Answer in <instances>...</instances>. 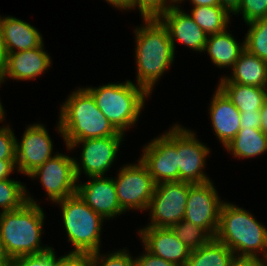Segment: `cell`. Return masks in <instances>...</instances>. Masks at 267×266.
I'll use <instances>...</instances> for the list:
<instances>
[{
	"mask_svg": "<svg viewBox=\"0 0 267 266\" xmlns=\"http://www.w3.org/2000/svg\"><path fill=\"white\" fill-rule=\"evenodd\" d=\"M136 85L150 95L165 71L175 61V51L168 29L158 18L143 19V24L134 29Z\"/></svg>",
	"mask_w": 267,
	"mask_h": 266,
	"instance_id": "6da1fadb",
	"label": "cell"
},
{
	"mask_svg": "<svg viewBox=\"0 0 267 266\" xmlns=\"http://www.w3.org/2000/svg\"><path fill=\"white\" fill-rule=\"evenodd\" d=\"M27 177L39 179L47 194V200L57 202L77 192L74 157L56 152L43 165Z\"/></svg>",
	"mask_w": 267,
	"mask_h": 266,
	"instance_id": "8fae6325",
	"label": "cell"
},
{
	"mask_svg": "<svg viewBox=\"0 0 267 266\" xmlns=\"http://www.w3.org/2000/svg\"><path fill=\"white\" fill-rule=\"evenodd\" d=\"M169 228L191 251L208 244L213 239L205 229L184 219Z\"/></svg>",
	"mask_w": 267,
	"mask_h": 266,
	"instance_id": "4316f807",
	"label": "cell"
},
{
	"mask_svg": "<svg viewBox=\"0 0 267 266\" xmlns=\"http://www.w3.org/2000/svg\"><path fill=\"white\" fill-rule=\"evenodd\" d=\"M60 258L52 248L41 254L17 257L13 259L11 266H54Z\"/></svg>",
	"mask_w": 267,
	"mask_h": 266,
	"instance_id": "d6a6232c",
	"label": "cell"
},
{
	"mask_svg": "<svg viewBox=\"0 0 267 266\" xmlns=\"http://www.w3.org/2000/svg\"><path fill=\"white\" fill-rule=\"evenodd\" d=\"M19 142L16 137V169L29 175L37 167L53 157V142L46 127L41 123L28 125Z\"/></svg>",
	"mask_w": 267,
	"mask_h": 266,
	"instance_id": "5bb4252c",
	"label": "cell"
},
{
	"mask_svg": "<svg viewBox=\"0 0 267 266\" xmlns=\"http://www.w3.org/2000/svg\"><path fill=\"white\" fill-rule=\"evenodd\" d=\"M16 170V160H0V180L10 179Z\"/></svg>",
	"mask_w": 267,
	"mask_h": 266,
	"instance_id": "74e56055",
	"label": "cell"
},
{
	"mask_svg": "<svg viewBox=\"0 0 267 266\" xmlns=\"http://www.w3.org/2000/svg\"><path fill=\"white\" fill-rule=\"evenodd\" d=\"M186 0H179L177 4L183 3ZM193 6H220L219 0H190Z\"/></svg>",
	"mask_w": 267,
	"mask_h": 266,
	"instance_id": "7bdbcfd3",
	"label": "cell"
},
{
	"mask_svg": "<svg viewBox=\"0 0 267 266\" xmlns=\"http://www.w3.org/2000/svg\"><path fill=\"white\" fill-rule=\"evenodd\" d=\"M241 128L261 129L260 111L240 112Z\"/></svg>",
	"mask_w": 267,
	"mask_h": 266,
	"instance_id": "8d00e7d4",
	"label": "cell"
},
{
	"mask_svg": "<svg viewBox=\"0 0 267 266\" xmlns=\"http://www.w3.org/2000/svg\"><path fill=\"white\" fill-rule=\"evenodd\" d=\"M16 136L9 125L0 126V160H16Z\"/></svg>",
	"mask_w": 267,
	"mask_h": 266,
	"instance_id": "836d02e7",
	"label": "cell"
},
{
	"mask_svg": "<svg viewBox=\"0 0 267 266\" xmlns=\"http://www.w3.org/2000/svg\"><path fill=\"white\" fill-rule=\"evenodd\" d=\"M240 112L260 111L267 98V88L237 83L217 86Z\"/></svg>",
	"mask_w": 267,
	"mask_h": 266,
	"instance_id": "603a6c76",
	"label": "cell"
},
{
	"mask_svg": "<svg viewBox=\"0 0 267 266\" xmlns=\"http://www.w3.org/2000/svg\"><path fill=\"white\" fill-rule=\"evenodd\" d=\"M145 250L142 255L135 257L136 258V266H177L176 264L166 261L161 257L155 256Z\"/></svg>",
	"mask_w": 267,
	"mask_h": 266,
	"instance_id": "e575fe53",
	"label": "cell"
},
{
	"mask_svg": "<svg viewBox=\"0 0 267 266\" xmlns=\"http://www.w3.org/2000/svg\"><path fill=\"white\" fill-rule=\"evenodd\" d=\"M12 261L0 237V266H11Z\"/></svg>",
	"mask_w": 267,
	"mask_h": 266,
	"instance_id": "b9f144b4",
	"label": "cell"
},
{
	"mask_svg": "<svg viewBox=\"0 0 267 266\" xmlns=\"http://www.w3.org/2000/svg\"><path fill=\"white\" fill-rule=\"evenodd\" d=\"M91 266H136V258L127 249H117L109 254H100V250L88 254Z\"/></svg>",
	"mask_w": 267,
	"mask_h": 266,
	"instance_id": "f546056e",
	"label": "cell"
},
{
	"mask_svg": "<svg viewBox=\"0 0 267 266\" xmlns=\"http://www.w3.org/2000/svg\"><path fill=\"white\" fill-rule=\"evenodd\" d=\"M261 131L267 136V98L260 109Z\"/></svg>",
	"mask_w": 267,
	"mask_h": 266,
	"instance_id": "ee69618b",
	"label": "cell"
},
{
	"mask_svg": "<svg viewBox=\"0 0 267 266\" xmlns=\"http://www.w3.org/2000/svg\"><path fill=\"white\" fill-rule=\"evenodd\" d=\"M124 136L125 134L120 132L117 136L85 139L74 142L70 147L66 146L69 151H73L75 147L82 145L80 160L74 158L77 182L80 181L82 171L88 178L105 176L118 156Z\"/></svg>",
	"mask_w": 267,
	"mask_h": 266,
	"instance_id": "9c48e42d",
	"label": "cell"
},
{
	"mask_svg": "<svg viewBox=\"0 0 267 266\" xmlns=\"http://www.w3.org/2000/svg\"><path fill=\"white\" fill-rule=\"evenodd\" d=\"M5 50L3 46V41H2V32H1V25H0V73H2L3 68H4V63H5Z\"/></svg>",
	"mask_w": 267,
	"mask_h": 266,
	"instance_id": "f6af8a7d",
	"label": "cell"
},
{
	"mask_svg": "<svg viewBox=\"0 0 267 266\" xmlns=\"http://www.w3.org/2000/svg\"><path fill=\"white\" fill-rule=\"evenodd\" d=\"M236 260L225 244L213 238L208 244L191 251L185 266H234Z\"/></svg>",
	"mask_w": 267,
	"mask_h": 266,
	"instance_id": "d4e9b609",
	"label": "cell"
},
{
	"mask_svg": "<svg viewBox=\"0 0 267 266\" xmlns=\"http://www.w3.org/2000/svg\"><path fill=\"white\" fill-rule=\"evenodd\" d=\"M190 11L191 18L207 35L229 29L232 15L221 6H192Z\"/></svg>",
	"mask_w": 267,
	"mask_h": 266,
	"instance_id": "484cf974",
	"label": "cell"
},
{
	"mask_svg": "<svg viewBox=\"0 0 267 266\" xmlns=\"http://www.w3.org/2000/svg\"><path fill=\"white\" fill-rule=\"evenodd\" d=\"M215 239L237 259H267V227L244 208L223 201ZM260 253V254H259Z\"/></svg>",
	"mask_w": 267,
	"mask_h": 266,
	"instance_id": "277c9868",
	"label": "cell"
},
{
	"mask_svg": "<svg viewBox=\"0 0 267 266\" xmlns=\"http://www.w3.org/2000/svg\"><path fill=\"white\" fill-rule=\"evenodd\" d=\"M245 49L267 62V17L247 24Z\"/></svg>",
	"mask_w": 267,
	"mask_h": 266,
	"instance_id": "83f0119b",
	"label": "cell"
},
{
	"mask_svg": "<svg viewBox=\"0 0 267 266\" xmlns=\"http://www.w3.org/2000/svg\"><path fill=\"white\" fill-rule=\"evenodd\" d=\"M242 14L246 24L267 17V0H240V6L233 15Z\"/></svg>",
	"mask_w": 267,
	"mask_h": 266,
	"instance_id": "1f68e13d",
	"label": "cell"
},
{
	"mask_svg": "<svg viewBox=\"0 0 267 266\" xmlns=\"http://www.w3.org/2000/svg\"><path fill=\"white\" fill-rule=\"evenodd\" d=\"M168 29L174 51L176 41L183 43L193 51H204L208 35L195 23L189 13L181 9L179 4L172 5L158 18Z\"/></svg>",
	"mask_w": 267,
	"mask_h": 266,
	"instance_id": "2e32d148",
	"label": "cell"
},
{
	"mask_svg": "<svg viewBox=\"0 0 267 266\" xmlns=\"http://www.w3.org/2000/svg\"><path fill=\"white\" fill-rule=\"evenodd\" d=\"M3 82H6V81H4V79L2 77V73H0V84L2 85ZM5 115H6V113H5V110L3 108L2 102L0 100V122L4 121Z\"/></svg>",
	"mask_w": 267,
	"mask_h": 266,
	"instance_id": "bcb514c9",
	"label": "cell"
},
{
	"mask_svg": "<svg viewBox=\"0 0 267 266\" xmlns=\"http://www.w3.org/2000/svg\"><path fill=\"white\" fill-rule=\"evenodd\" d=\"M68 242L74 248L67 254L88 255L100 250L104 219L93 211L77 193L59 200Z\"/></svg>",
	"mask_w": 267,
	"mask_h": 266,
	"instance_id": "8992f818",
	"label": "cell"
},
{
	"mask_svg": "<svg viewBox=\"0 0 267 266\" xmlns=\"http://www.w3.org/2000/svg\"><path fill=\"white\" fill-rule=\"evenodd\" d=\"M165 132L145 144L140 157L155 184L179 181L177 124Z\"/></svg>",
	"mask_w": 267,
	"mask_h": 266,
	"instance_id": "30bf717a",
	"label": "cell"
},
{
	"mask_svg": "<svg viewBox=\"0 0 267 266\" xmlns=\"http://www.w3.org/2000/svg\"><path fill=\"white\" fill-rule=\"evenodd\" d=\"M196 137L191 129L177 124L179 181L192 184L211 181L204 172L210 148Z\"/></svg>",
	"mask_w": 267,
	"mask_h": 266,
	"instance_id": "4fadbf2b",
	"label": "cell"
},
{
	"mask_svg": "<svg viewBox=\"0 0 267 266\" xmlns=\"http://www.w3.org/2000/svg\"><path fill=\"white\" fill-rule=\"evenodd\" d=\"M58 119V134L68 147L76 141L117 136L120 133L102 114L85 87H79L67 96L60 106Z\"/></svg>",
	"mask_w": 267,
	"mask_h": 266,
	"instance_id": "7a4b0ae2",
	"label": "cell"
},
{
	"mask_svg": "<svg viewBox=\"0 0 267 266\" xmlns=\"http://www.w3.org/2000/svg\"><path fill=\"white\" fill-rule=\"evenodd\" d=\"M26 185L14 179L0 180V212L20 208L27 202Z\"/></svg>",
	"mask_w": 267,
	"mask_h": 266,
	"instance_id": "f1b7e54d",
	"label": "cell"
},
{
	"mask_svg": "<svg viewBox=\"0 0 267 266\" xmlns=\"http://www.w3.org/2000/svg\"><path fill=\"white\" fill-rule=\"evenodd\" d=\"M225 149L237 159L255 158L267 152V136L261 129L240 128Z\"/></svg>",
	"mask_w": 267,
	"mask_h": 266,
	"instance_id": "cb8c5ba5",
	"label": "cell"
},
{
	"mask_svg": "<svg viewBox=\"0 0 267 266\" xmlns=\"http://www.w3.org/2000/svg\"><path fill=\"white\" fill-rule=\"evenodd\" d=\"M230 76L219 83H237L267 88V62L244 49L235 62Z\"/></svg>",
	"mask_w": 267,
	"mask_h": 266,
	"instance_id": "44dd1931",
	"label": "cell"
},
{
	"mask_svg": "<svg viewBox=\"0 0 267 266\" xmlns=\"http://www.w3.org/2000/svg\"><path fill=\"white\" fill-rule=\"evenodd\" d=\"M0 25L5 53L34 49L44 42L36 27L14 16H0Z\"/></svg>",
	"mask_w": 267,
	"mask_h": 266,
	"instance_id": "ffe728a7",
	"label": "cell"
},
{
	"mask_svg": "<svg viewBox=\"0 0 267 266\" xmlns=\"http://www.w3.org/2000/svg\"><path fill=\"white\" fill-rule=\"evenodd\" d=\"M94 97L102 114L121 133L134 127L150 94L131 80L98 87H85Z\"/></svg>",
	"mask_w": 267,
	"mask_h": 266,
	"instance_id": "5b68a950",
	"label": "cell"
},
{
	"mask_svg": "<svg viewBox=\"0 0 267 266\" xmlns=\"http://www.w3.org/2000/svg\"><path fill=\"white\" fill-rule=\"evenodd\" d=\"M54 266H91L88 255L65 254Z\"/></svg>",
	"mask_w": 267,
	"mask_h": 266,
	"instance_id": "d590c367",
	"label": "cell"
},
{
	"mask_svg": "<svg viewBox=\"0 0 267 266\" xmlns=\"http://www.w3.org/2000/svg\"><path fill=\"white\" fill-rule=\"evenodd\" d=\"M142 246L151 254L185 266L191 250L175 236L170 228L144 227L138 231Z\"/></svg>",
	"mask_w": 267,
	"mask_h": 266,
	"instance_id": "e0dca14e",
	"label": "cell"
},
{
	"mask_svg": "<svg viewBox=\"0 0 267 266\" xmlns=\"http://www.w3.org/2000/svg\"><path fill=\"white\" fill-rule=\"evenodd\" d=\"M244 49V40L240 44L226 29L222 32L208 35L203 53H208L210 60L216 67L218 66L220 69L227 67L231 70Z\"/></svg>",
	"mask_w": 267,
	"mask_h": 266,
	"instance_id": "7402d4cb",
	"label": "cell"
},
{
	"mask_svg": "<svg viewBox=\"0 0 267 266\" xmlns=\"http://www.w3.org/2000/svg\"><path fill=\"white\" fill-rule=\"evenodd\" d=\"M212 182L190 186L184 220L205 229L215 238L223 202Z\"/></svg>",
	"mask_w": 267,
	"mask_h": 266,
	"instance_id": "7c38bea8",
	"label": "cell"
},
{
	"mask_svg": "<svg viewBox=\"0 0 267 266\" xmlns=\"http://www.w3.org/2000/svg\"><path fill=\"white\" fill-rule=\"evenodd\" d=\"M211 99L208 109L210 123L213 133L225 148L241 128L240 111L218 87Z\"/></svg>",
	"mask_w": 267,
	"mask_h": 266,
	"instance_id": "d6986e66",
	"label": "cell"
},
{
	"mask_svg": "<svg viewBox=\"0 0 267 266\" xmlns=\"http://www.w3.org/2000/svg\"><path fill=\"white\" fill-rule=\"evenodd\" d=\"M80 183H77V195L104 220L125 214L118 201L113 177H89V181Z\"/></svg>",
	"mask_w": 267,
	"mask_h": 266,
	"instance_id": "9a60e30c",
	"label": "cell"
},
{
	"mask_svg": "<svg viewBox=\"0 0 267 266\" xmlns=\"http://www.w3.org/2000/svg\"><path fill=\"white\" fill-rule=\"evenodd\" d=\"M191 185L183 181L156 184L147 209L151 222L144 227L169 228L183 220Z\"/></svg>",
	"mask_w": 267,
	"mask_h": 266,
	"instance_id": "ba28073f",
	"label": "cell"
},
{
	"mask_svg": "<svg viewBox=\"0 0 267 266\" xmlns=\"http://www.w3.org/2000/svg\"><path fill=\"white\" fill-rule=\"evenodd\" d=\"M108 4L112 5L117 9L123 10H132L133 9V0H105Z\"/></svg>",
	"mask_w": 267,
	"mask_h": 266,
	"instance_id": "ab89813d",
	"label": "cell"
},
{
	"mask_svg": "<svg viewBox=\"0 0 267 266\" xmlns=\"http://www.w3.org/2000/svg\"><path fill=\"white\" fill-rule=\"evenodd\" d=\"M51 56L44 50V43L34 49L21 52L6 53L2 77L5 81L32 80L51 67Z\"/></svg>",
	"mask_w": 267,
	"mask_h": 266,
	"instance_id": "ac0fdd59",
	"label": "cell"
},
{
	"mask_svg": "<svg viewBox=\"0 0 267 266\" xmlns=\"http://www.w3.org/2000/svg\"><path fill=\"white\" fill-rule=\"evenodd\" d=\"M220 6L224 8L232 15L238 10L240 6V0H219Z\"/></svg>",
	"mask_w": 267,
	"mask_h": 266,
	"instance_id": "60d3db41",
	"label": "cell"
},
{
	"mask_svg": "<svg viewBox=\"0 0 267 266\" xmlns=\"http://www.w3.org/2000/svg\"><path fill=\"white\" fill-rule=\"evenodd\" d=\"M176 0H133V10L138 8L142 19L159 18Z\"/></svg>",
	"mask_w": 267,
	"mask_h": 266,
	"instance_id": "4dcf8cb0",
	"label": "cell"
},
{
	"mask_svg": "<svg viewBox=\"0 0 267 266\" xmlns=\"http://www.w3.org/2000/svg\"><path fill=\"white\" fill-rule=\"evenodd\" d=\"M138 159L137 164H124L114 177L118 201L125 213L131 209L147 211L156 186L147 166Z\"/></svg>",
	"mask_w": 267,
	"mask_h": 266,
	"instance_id": "52a82bcc",
	"label": "cell"
},
{
	"mask_svg": "<svg viewBox=\"0 0 267 266\" xmlns=\"http://www.w3.org/2000/svg\"><path fill=\"white\" fill-rule=\"evenodd\" d=\"M234 266H267V259H237Z\"/></svg>",
	"mask_w": 267,
	"mask_h": 266,
	"instance_id": "f35d334b",
	"label": "cell"
},
{
	"mask_svg": "<svg viewBox=\"0 0 267 266\" xmlns=\"http://www.w3.org/2000/svg\"><path fill=\"white\" fill-rule=\"evenodd\" d=\"M26 198L27 202L20 208L0 212V237L12 260L25 255L41 254L52 249L48 245H41L46 217L43 208L28 192H26Z\"/></svg>",
	"mask_w": 267,
	"mask_h": 266,
	"instance_id": "3957f363",
	"label": "cell"
}]
</instances>
